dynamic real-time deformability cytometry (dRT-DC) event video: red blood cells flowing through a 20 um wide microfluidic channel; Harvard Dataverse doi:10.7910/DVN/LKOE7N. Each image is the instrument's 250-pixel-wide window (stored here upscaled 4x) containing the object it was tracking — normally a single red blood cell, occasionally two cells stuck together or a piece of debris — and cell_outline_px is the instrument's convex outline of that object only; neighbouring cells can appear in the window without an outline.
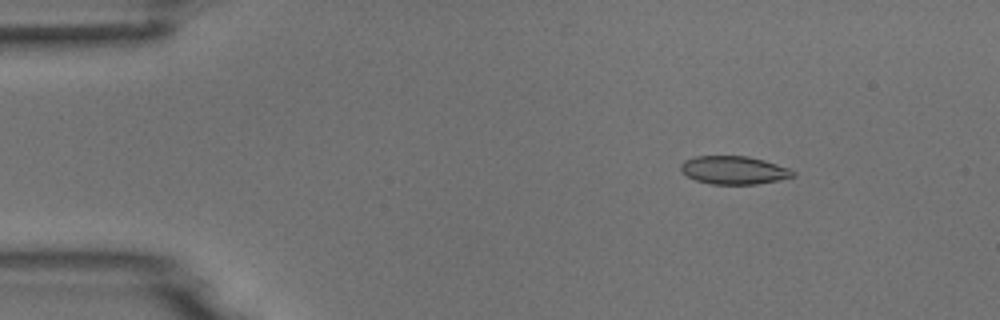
{"species": "common noctule bat (a hibernating species)", "species_latin": "Nyctalus noctula", "temperature_condition": "room temperature", "stored_images_in_passage": 8, "camera_frame_rate_fps": 3000, "um_per_image_px": 0.085, "animal": {"sex": "male", "body_mass_g": 18.8}, "frame": {"image": 1, "passage_image": 3, "time_ms": 0.667, "image_size_px": [1000, 320], "cell_outline_px": [[796, 176], [756, 184], [712, 184], [696, 180], [680, 172], [680, 164], [684, 160], [696, 156], [748, 156], [764, 160], [792, 168], [796, 172]], "centroid_in_image_um": [62.39, 14.45], "position_along_channel_um": 22.6, "area_um2": 18.55}}
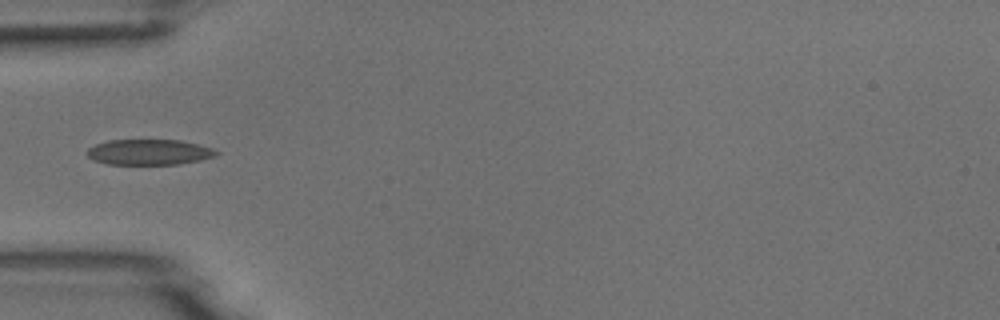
{"frame": {"image": 2, "passage_image": 5, "time_ms": 1.333, "image_size_px": [1000, 320], "cell_outline_px": [[220, 152], [216, 156], [200, 160], [180, 164], [108, 164], [92, 160], [88, 156], [88, 148], [96, 144], [108, 140], [180, 140], [212, 148]], "centroid_in_image_um": [12.68, 12.93], "position_along_channel_um": 72.3, "area_um2": 19.19}}